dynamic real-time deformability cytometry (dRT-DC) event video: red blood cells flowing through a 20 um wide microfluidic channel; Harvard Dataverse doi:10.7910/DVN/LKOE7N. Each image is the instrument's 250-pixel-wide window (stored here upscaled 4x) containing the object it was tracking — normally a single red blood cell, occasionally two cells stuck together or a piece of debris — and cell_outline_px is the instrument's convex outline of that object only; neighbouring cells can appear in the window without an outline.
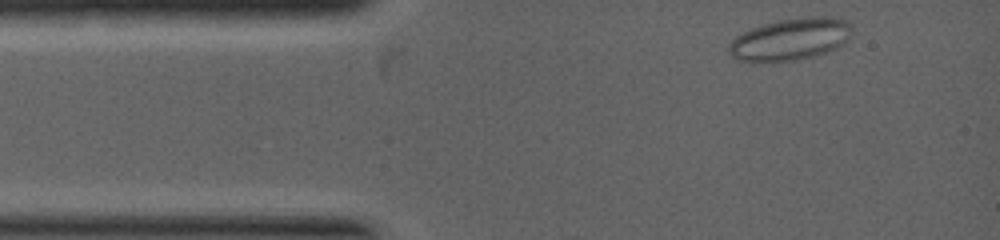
{"species": "common noctule bat (a hibernating species)", "species_latin": "Nyctalus noctula", "temperature_condition": "warm", "stored_images_in_passage": 44, "camera_frame_rate_fps": 5000, "um_per_image_px": 0.085, "animal": {"sex": "female", "body_mass_g": 19.0, "forearm_length_mm": 53.3}, "frame": {"image": 1, "passage_image": 1, "time_ms": 0.0, "image_size_px": [1000, 240], "cell_outline_px": [[848, 36], [840, 44], [824, 52], [812, 56], [792, 60], [740, 60], [732, 56], [728, 48], [728, 44], [736, 36], [752, 28], [776, 20], [812, 16], [840, 16], [848, 20]], "centroid_in_image_um": [67.16, 3.29], "position_along_channel_um": 17.8, "area_um2": 29.19}}
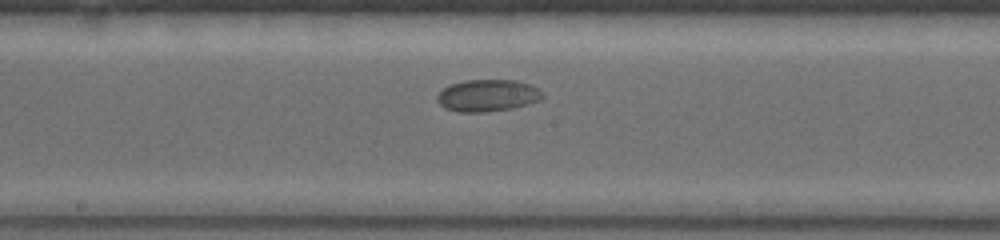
{"frame": {"image": 2, "passage_image": 25, "time_ms": 3.4, "image_size_px": [1000, 240], "cell_outline_px": [[544, 96], [540, 100], [528, 104], [512, 108], [488, 112], [460, 112], [444, 108], [436, 100], [436, 96], [448, 84], [464, 80], [516, 80], [532, 84], [540, 88], [544, 92]], "centroid_in_image_um": [41.47, 8.11], "position_along_channel_um": 206.7, "area_um2": 20.0}}
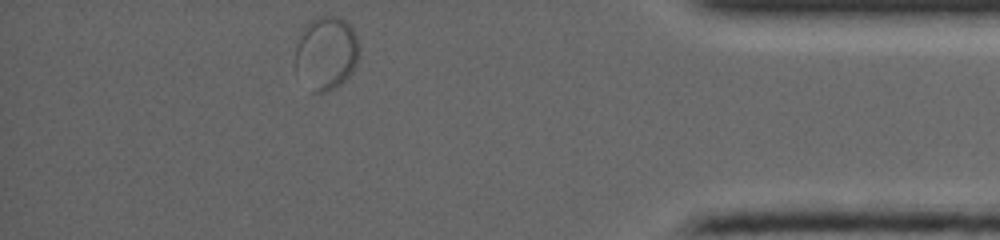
{"frame": {"image": 3, "passage_image": 44, "time_ms": 6.8, "image_size_px": [1000, 240], "cell_outline_px": [[360, 48], [356, 64], [352, 72], [340, 84], [328, 92], [312, 92], [292, 64], [296, 44], [308, 20], [316, 16], [340, 16], [352, 28], [356, 36]], "centroid_in_image_um": [27.7, 4.49], "position_along_channel_um": 407.5, "area_um2": 27.69}}